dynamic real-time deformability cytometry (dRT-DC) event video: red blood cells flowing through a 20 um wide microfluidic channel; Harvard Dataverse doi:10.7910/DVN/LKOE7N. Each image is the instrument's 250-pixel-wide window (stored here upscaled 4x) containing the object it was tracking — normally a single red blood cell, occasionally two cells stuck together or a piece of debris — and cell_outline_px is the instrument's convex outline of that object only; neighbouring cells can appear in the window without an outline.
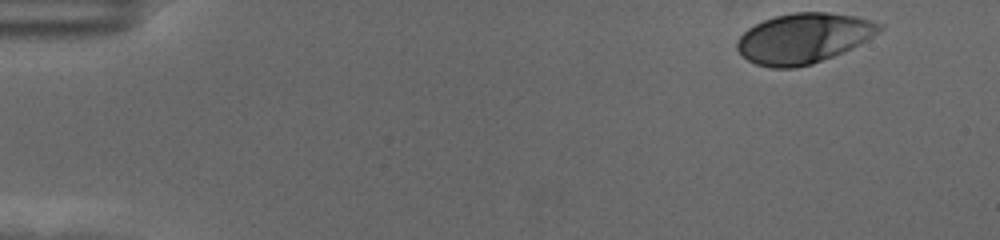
{"species": "human", "species_latin": "Homo sapiens", "temperature_condition": "cold", "stored_images_in_passage": 54, "camera_frame_rate_fps": 3000, "um_per_image_px": 0.085, "donor": {"sex": "female"}, "frame": {"image": 1, "passage_image": 1, "time_ms": 0.0, "image_size_px": [1000, 240], "cell_outline_px": [[884, 28], [880, 32], [852, 48], [844, 52], [812, 64], [796, 68], [772, 68], [756, 64], [740, 56], [736, 48], [736, 40], [748, 28], [764, 20], [776, 16], [796, 12], [828, 12], [856, 16], [884, 24]], "centroid_in_image_um": [68.3, 3.26], "position_along_channel_um": 16.7, "area_um2": 41.79}}
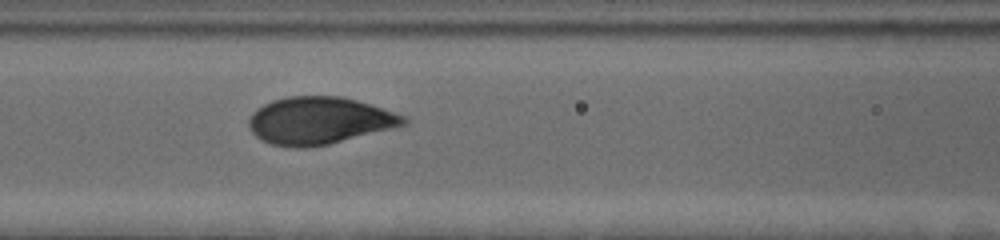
{"frame": {"image": 2, "passage_image": 22, "time_ms": 7.0, "image_size_px": [1000, 240], "cell_outline_px": [[408, 124], [328, 144], [308, 148], [292, 148], [272, 144], [260, 140], [252, 132], [248, 124], [248, 120], [252, 112], [256, 108], [272, 100], [288, 96], [340, 96], [356, 100], [408, 116]], "centroid_in_image_um": [27.12, 10.25], "position_along_channel_um": 139.5, "area_um2": 42.77}}
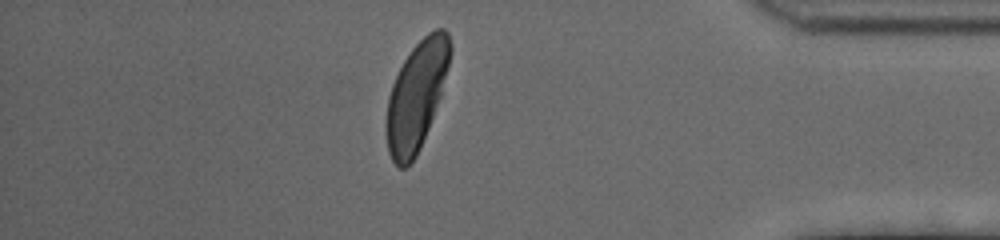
{"frame": {"image": 3, "passage_image": 47, "time_ms": 15.333, "image_size_px": [1000, 240], "cell_outline_px": [[452, 52], [440, 96], [428, 128], [420, 148], [416, 156], [404, 168], [400, 168], [392, 160], [388, 152], [384, 128], [384, 124], [388, 96], [392, 84], [404, 60], [412, 48], [428, 32], [436, 28], [444, 28], [448, 32], [452, 44]], "centroid_in_image_um": [35.38, 8.12], "position_along_channel_um": 399.8, "area_um2": 40.34}, "authors_computed_cell_mechanics": {"area_um2": 41.3848, "velocity_mm_per_s": 3.4882, "shape_relaxation_time_tau1_ms": 2.2417, "shape_relaxation_time_tau2_ms": null, "deformation_change_tau1": 0.1545, "deformation_change_tau2": null}}